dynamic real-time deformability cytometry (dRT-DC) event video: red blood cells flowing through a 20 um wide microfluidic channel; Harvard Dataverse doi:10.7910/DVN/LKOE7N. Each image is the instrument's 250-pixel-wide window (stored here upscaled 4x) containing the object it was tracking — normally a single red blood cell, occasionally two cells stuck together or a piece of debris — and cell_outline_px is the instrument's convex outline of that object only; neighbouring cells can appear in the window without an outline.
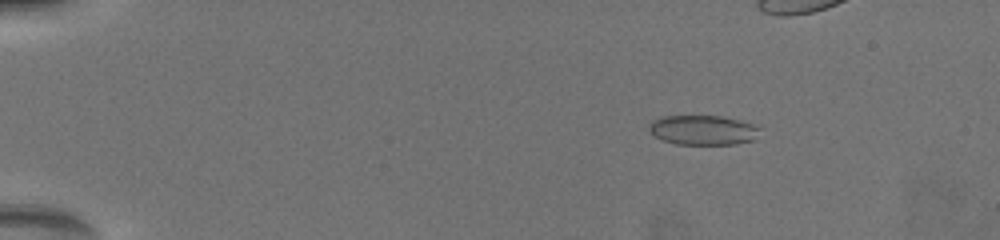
{"species": "common noctule bat (a hibernating species)", "species_latin": "Nyctalus noctula", "temperature_condition": "warm", "stored_images_in_passage": 45, "camera_frame_rate_fps": 3000, "um_per_image_px": 0.085, "animal": {"sex": "female", "body_mass_g": 19.5, "forearm_length_mm": 54.1}, "frame": {"image": 1, "passage_image": 8, "time_ms": 2.667, "image_size_px": [1000, 240], "cell_outline_px": [[760, 128], [752, 140], [736, 144], [676, 144], [664, 140], [656, 136], [648, 128], [648, 124], [652, 120], [660, 116], [720, 116], [740, 120], [752, 124]], "centroid_in_image_um": [59.71, 11.04], "position_along_channel_um": 25.3, "area_um2": 18.96}}
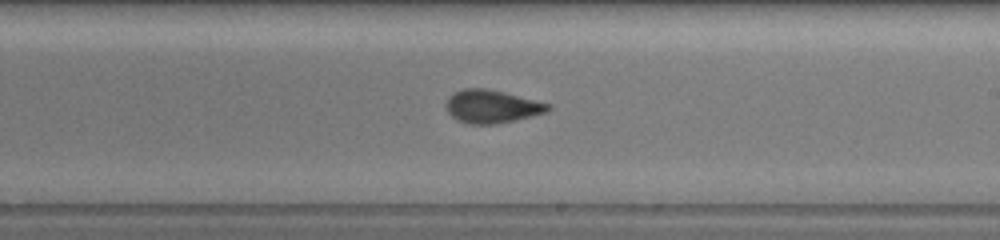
{"frame": {"image": 2, "passage_image": 32, "time_ms": 11.333, "image_size_px": [1000, 240], "cell_outline_px": [[552, 108], [548, 112], [516, 120], [496, 124], [468, 124], [456, 120], [448, 112], [448, 96], [464, 88], [484, 88], [504, 92], [552, 104]], "centroid_in_image_um": [41.86, 9.06], "position_along_channel_um": 247.1, "area_um2": 19.65}}
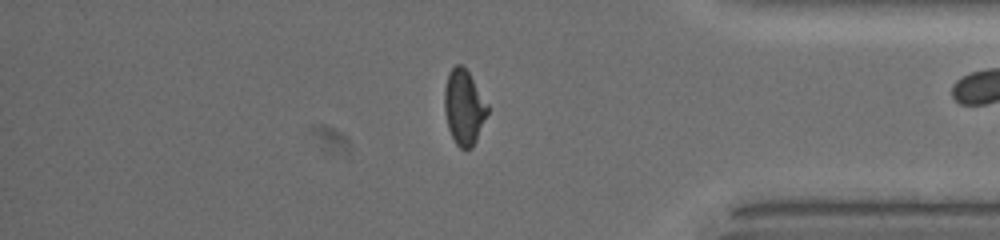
{"frame": {"image": 3, "passage_image": 44, "time_ms": 15.667, "image_size_px": [1000, 240], "cell_outline_px": [[488, 112], [476, 140], [472, 148], [460, 148], [456, 144], [448, 128], [444, 108], [444, 88], [448, 76], [452, 68], [456, 64], [460, 64], [468, 72], [488, 104]], "centroid_in_image_um": [39.43, 9.12], "position_along_channel_um": 395.8, "area_um2": 18.55}}